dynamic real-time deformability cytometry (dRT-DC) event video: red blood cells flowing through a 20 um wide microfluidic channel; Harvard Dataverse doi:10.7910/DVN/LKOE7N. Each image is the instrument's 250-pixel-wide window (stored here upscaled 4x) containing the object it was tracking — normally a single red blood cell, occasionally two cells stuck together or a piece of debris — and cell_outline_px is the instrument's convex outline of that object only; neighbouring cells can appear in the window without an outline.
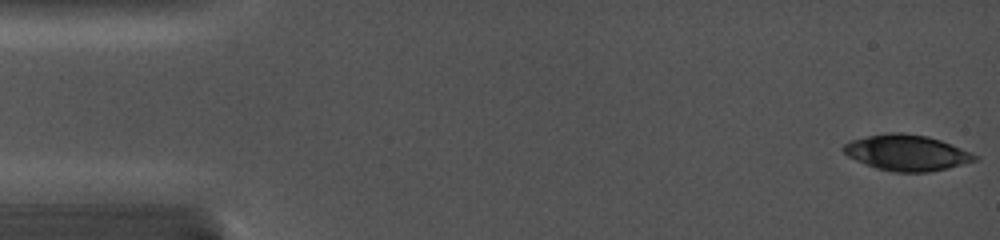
{"species": "common noctule bat (a hibernating species)", "species_latin": "Nyctalus noctula", "temperature_condition": "cold", "stored_images_in_passage": 30, "camera_frame_rate_fps": 5000, "um_per_image_px": 0.085, "animal": {"sex": "female", "body_mass_g": 19.0, "forearm_length_mm": 56.7}, "frame": {"image": 1, "passage_image": 1, "time_ms": 0.0, "image_size_px": [1000, 240], "cell_outline_px": [[980, 156], [976, 160], [948, 168], [928, 172], [892, 172], [876, 168], [856, 160], [848, 156], [840, 148], [844, 144], [852, 140], [868, 136], [888, 132], [904, 132], [928, 136], [940, 140], [972, 152]], "centroid_in_image_um": [77.07, 12.98], "position_along_channel_um": 7.9, "area_um2": 27.46}}
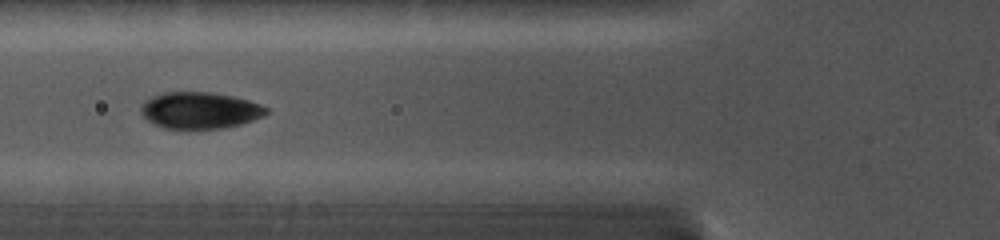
{"frame": {"image": 2, "passage_image": 22, "time_ms": 6.0, "image_size_px": [1000, 240], "cell_outline_px": [[268, 112], [264, 116], [240, 124], [220, 128], [164, 128], [148, 120], [140, 112], [140, 108], [144, 100], [152, 96], [164, 92], [212, 92], [232, 96], [248, 100], [260, 104], [268, 108]], "centroid_in_image_um": [16.98, 9.36], "position_along_channel_um": 108.8, "area_um2": 26.53}}
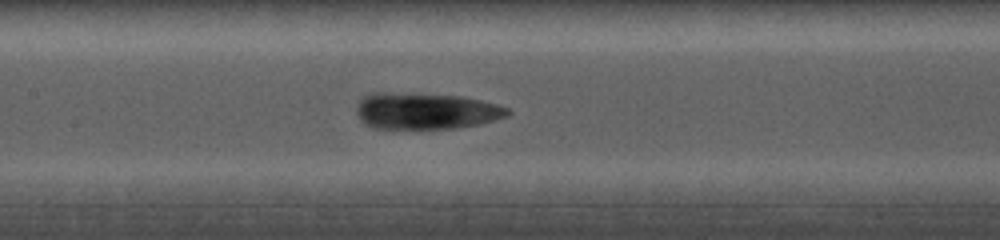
{"frame": {"image": 3, "passage_image": 26, "time_ms": 7.6, "image_size_px": [1000, 240], "cell_outline_px": [[512, 112], [508, 116], [480, 124], [456, 128], [392, 132], [372, 128], [364, 124], [360, 120], [356, 112], [356, 108], [360, 100], [364, 96], [372, 92], [420, 92], [464, 96], [496, 104], [508, 108]], "centroid_in_image_um": [36.12, 9.46], "position_along_channel_um": 171.3, "area_um2": 33.93}}